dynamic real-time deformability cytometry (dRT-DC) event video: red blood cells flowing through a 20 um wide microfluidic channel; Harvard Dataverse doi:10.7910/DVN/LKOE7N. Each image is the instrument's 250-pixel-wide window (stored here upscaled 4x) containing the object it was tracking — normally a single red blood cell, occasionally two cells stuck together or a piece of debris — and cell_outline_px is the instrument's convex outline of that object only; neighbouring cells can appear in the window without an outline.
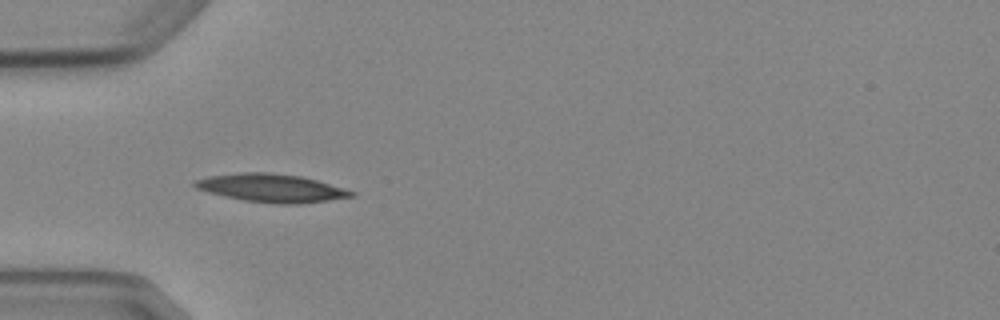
{"species": "Egyptian fruit bat (a non-hibernating species)", "species_latin": "Rousettus aegyptiacus", "temperature_condition": "cold", "stored_images_in_passage": 5, "camera_frame_rate_fps": 3000, "um_per_image_px": 0.085, "animal": {"sex": "female"}, "frame": {"image": 1, "passage_image": 5, "time_ms": 4.667, "image_size_px": [1000, 320], "cell_outline_px": [[356, 196], [300, 204], [280, 204], [244, 200], [224, 196], [208, 192], [196, 188], [192, 184], [192, 180], [208, 176], [244, 172], [268, 172], [300, 176], [316, 180], [344, 188], [356, 192]], "centroid_in_image_um": [23.06, 15.98], "position_along_channel_um": 61.9, "area_um2": 25.66}}